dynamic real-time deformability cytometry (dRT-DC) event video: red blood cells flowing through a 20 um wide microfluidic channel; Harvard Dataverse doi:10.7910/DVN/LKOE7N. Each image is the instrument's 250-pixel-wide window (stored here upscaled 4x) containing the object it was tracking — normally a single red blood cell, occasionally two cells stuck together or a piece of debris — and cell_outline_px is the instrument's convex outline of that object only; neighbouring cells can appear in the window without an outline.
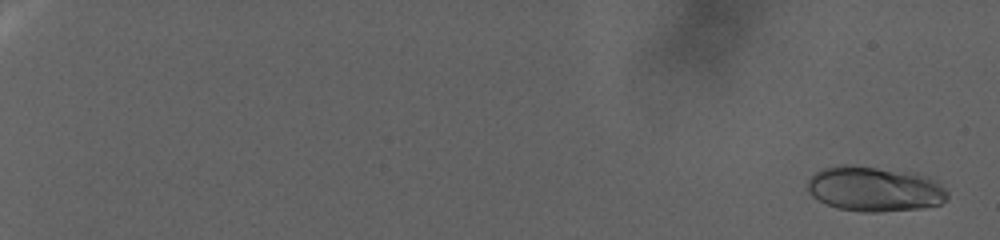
{"species": "human", "species_latin": "Homo sapiens", "temperature_condition": "warm", "stored_images_in_passage": 120, "camera_frame_rate_fps": 3000, "um_per_image_px": 0.085, "donor": {"sex": "female"}, "frame": {"image": 1, "passage_image": 5, "time_ms": 1.333, "image_size_px": [1000, 240], "cell_outline_px": [[948, 196], [940, 204], [920, 208], [876, 212], [860, 212], [836, 208], [812, 196], [808, 188], [808, 180], [816, 172], [824, 168], [840, 164], [852, 164], [928, 176], [940, 180], [948, 192]], "centroid_in_image_um": [74.36, 16.06], "position_along_channel_um": 10.6, "area_um2": 36.65}}
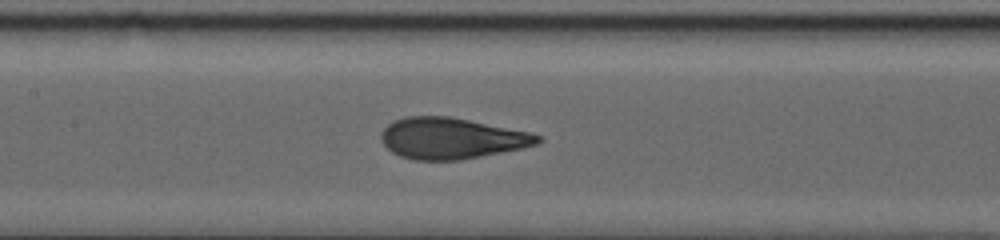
{"frame": {"image": 2, "passage_image": 69, "time_ms": 22.667, "image_size_px": [1000, 240], "cell_outline_px": [[544, 140], [536, 144], [520, 148], [460, 160], [412, 160], [400, 156], [392, 152], [380, 140], [380, 132], [392, 120], [404, 116], [448, 116], [528, 132], [544, 136]], "centroid_in_image_um": [38.32, 11.75], "position_along_channel_um": 169.1, "area_um2": 37.4}}
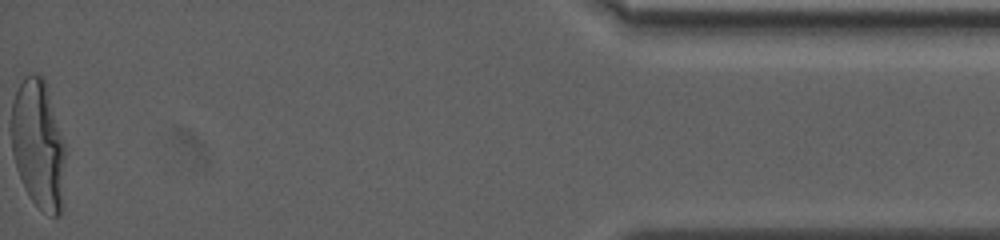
{"frame": {"image": 3, "passage_image": 120, "time_ms": 39.667, "image_size_px": [1000, 240], "cell_outline_px": [[64, 204], [60, 212], [56, 216], [52, 216], [40, 208], [28, 196], [16, 168], [12, 152], [12, 100], [24, 76], [32, 72], [40, 72], [44, 76], [64, 140]], "centroid_in_image_um": [3.27, 12.25], "position_along_channel_um": 431.9, "area_um2": 40.92}}